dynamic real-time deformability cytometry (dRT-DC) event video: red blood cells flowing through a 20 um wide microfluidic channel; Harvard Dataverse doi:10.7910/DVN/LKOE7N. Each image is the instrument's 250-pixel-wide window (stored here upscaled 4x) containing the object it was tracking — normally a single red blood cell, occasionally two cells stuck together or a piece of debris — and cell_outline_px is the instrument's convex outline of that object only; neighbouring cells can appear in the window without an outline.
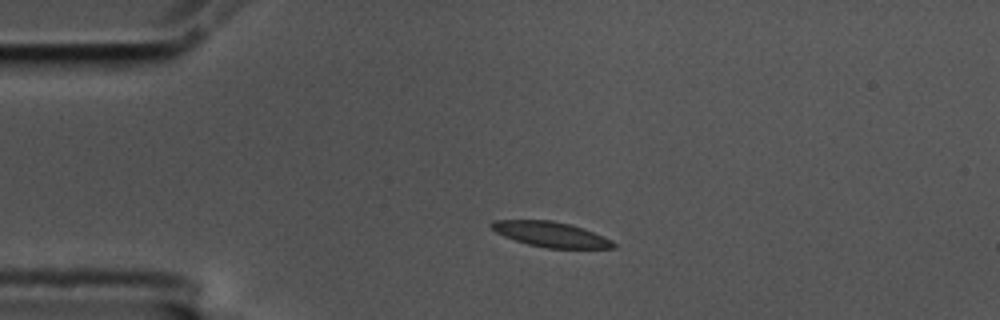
{"species": "common noctule bat (a hibernating species)", "species_latin": "Nyctalus noctula", "temperature_condition": "cold", "stored_images_in_passage": 4, "camera_frame_rate_fps": 3000, "um_per_image_px": 0.085, "animal": {"sex": "male", "body_mass_g": 17.5, "forearm_length_mm": 52.3}, "frame": {"image": 1, "passage_image": 3, "time_ms": 0.667, "image_size_px": [1000, 320], "cell_outline_px": [[616, 248], [544, 248], [528, 244], [504, 236], [496, 232], [488, 224], [492, 220], [552, 220], [584, 228], [604, 236], [612, 240], [616, 244]], "centroid_in_image_um": [46.83, 19.92], "position_along_channel_um": 38.2, "area_um2": 17.92}}